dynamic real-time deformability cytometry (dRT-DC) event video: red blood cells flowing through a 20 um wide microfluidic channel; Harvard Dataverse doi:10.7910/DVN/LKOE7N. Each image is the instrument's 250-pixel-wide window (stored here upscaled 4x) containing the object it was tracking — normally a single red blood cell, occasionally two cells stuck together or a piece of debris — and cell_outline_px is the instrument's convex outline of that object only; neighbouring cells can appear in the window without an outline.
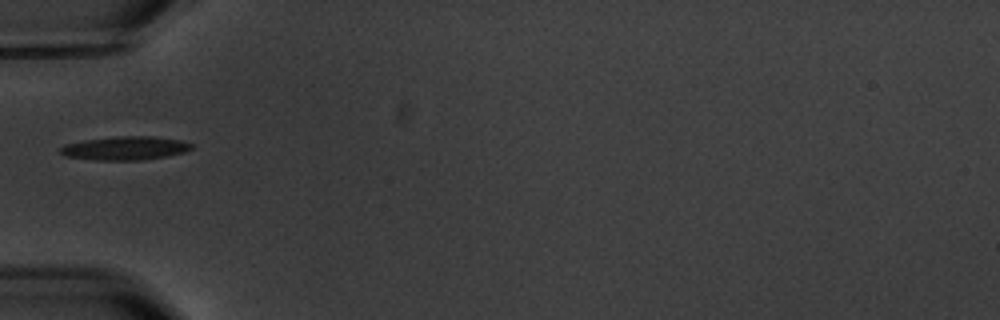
{"species": "common noctule bat (a hibernating species)", "species_latin": "Nyctalus noctula", "temperature_condition": "warm", "stored_images_in_passage": 6, "camera_frame_rate_fps": 3000, "um_per_image_px": 0.085, "animal": {"sex": "male", "body_mass_g": 20.1, "forearm_length_mm": 53.5}, "frame": {"image": 1, "passage_image": 1, "time_ms": 0.0, "image_size_px": [1000, 320], "cell_outline_px": [[192, 148], [184, 152], [168, 156], [144, 160], [96, 160], [64, 156], [60, 152], [60, 148], [64, 144], [84, 140], [116, 136], [156, 136], [180, 140], [192, 144]], "centroid_in_image_um": [10.63, 12.59], "position_along_channel_um": 74.4, "area_um2": 18.15}}
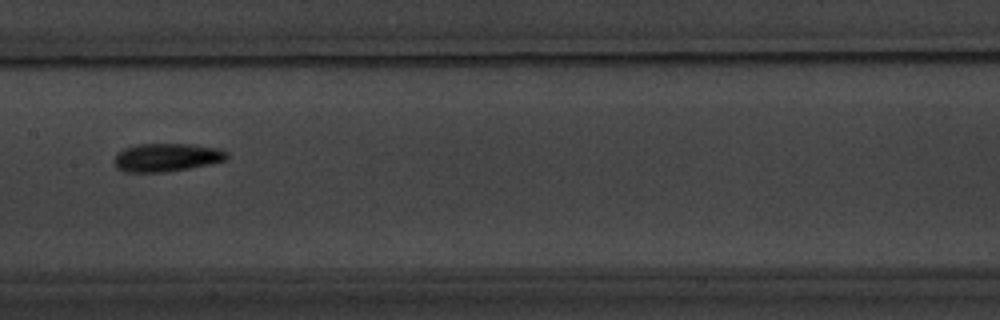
{"frame": {"image": 2, "passage_image": 4, "time_ms": 3.333, "image_size_px": [1000, 320], "cell_outline_px": [[228, 160], [188, 168], [164, 172], [124, 172], [116, 168], [116, 156], [124, 148], [136, 144], [192, 144], [220, 148], [228, 152]], "centroid_in_image_um": [14.21, 13.37], "position_along_channel_um": 193.2, "area_um2": 18.5}}
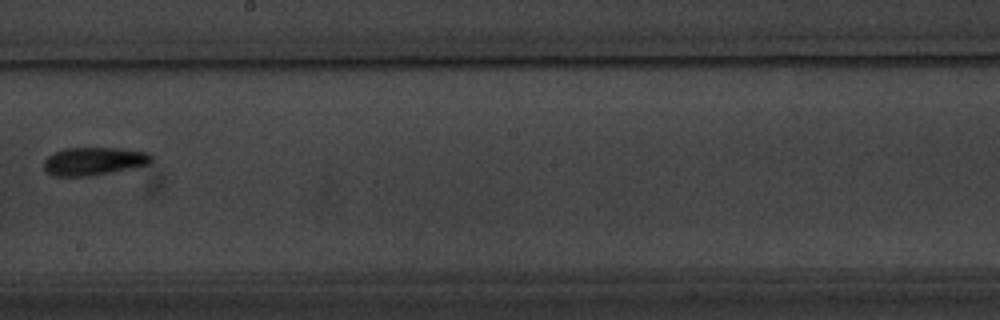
{"frame": {"image": 3, "passage_image": 5, "time_ms": 4.667, "image_size_px": [1000, 320], "cell_outline_px": [[152, 160], [148, 164], [88, 176], [56, 176], [48, 172], [44, 168], [44, 160], [48, 156], [64, 148], [120, 148], [152, 152]], "centroid_in_image_um": [7.99, 13.68], "position_along_channel_um": 240.2, "area_um2": 17.34}}